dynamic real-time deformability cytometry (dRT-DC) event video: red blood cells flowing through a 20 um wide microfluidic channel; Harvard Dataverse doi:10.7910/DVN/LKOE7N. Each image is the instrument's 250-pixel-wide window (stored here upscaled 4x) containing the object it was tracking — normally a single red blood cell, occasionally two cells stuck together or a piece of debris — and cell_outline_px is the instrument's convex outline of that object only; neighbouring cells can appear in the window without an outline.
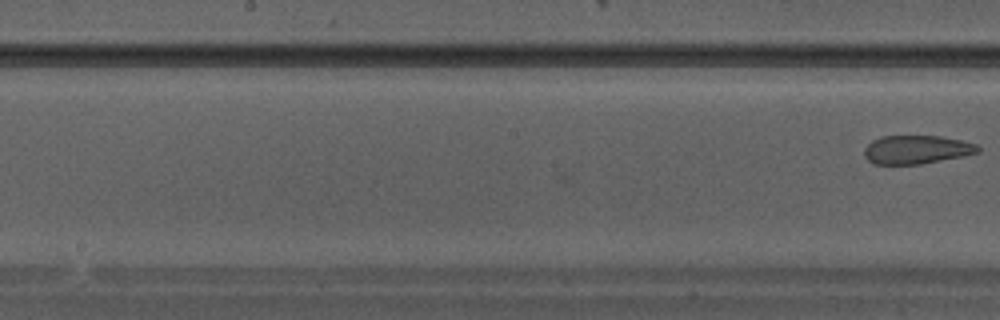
{"species": "Egyptian fruit bat (a non-hibernating species)", "species_latin": "Rousettus aegyptiacus", "temperature_condition": "warm", "stored_images_in_passage": 6, "camera_frame_rate_fps": 3000, "um_per_image_px": 0.085, "animal": {"sex": "male"}, "frame": {"image": 1, "passage_image": 6, "time_ms": 1.667, "image_size_px": [1000, 320], "cell_outline_px": [[980, 152], [964, 156], [920, 164], [872, 164], [864, 156], [864, 148], [872, 140], [884, 136], [940, 136], [960, 140], [976, 144], [980, 148]], "centroid_in_image_um": [77.9, 12.72], "position_along_channel_um": 170.3, "area_um2": 18.9}}